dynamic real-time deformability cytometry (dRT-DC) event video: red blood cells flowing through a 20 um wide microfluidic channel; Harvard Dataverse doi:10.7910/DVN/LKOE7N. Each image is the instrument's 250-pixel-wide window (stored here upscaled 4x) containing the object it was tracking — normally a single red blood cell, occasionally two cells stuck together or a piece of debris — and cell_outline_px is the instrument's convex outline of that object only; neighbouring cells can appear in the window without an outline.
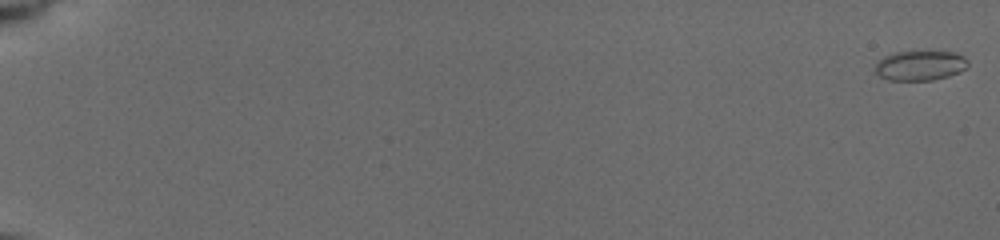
{"species": "common noctule bat (a hibernating species)", "species_latin": "Nyctalus noctula", "temperature_condition": "cold", "stored_images_in_passage": 64, "camera_frame_rate_fps": 3000, "um_per_image_px": 0.085, "animal": {"sex": "female", "body_mass_g": 19.5, "forearm_length_mm": 54.1}, "frame": {"image": 1, "passage_image": 1, "time_ms": 0.0, "image_size_px": [1000, 240], "cell_outline_px": [[968, 64], [960, 72], [948, 76], [932, 80], [888, 80], [880, 76], [876, 72], [876, 64], [884, 56], [892, 52], [956, 52], [964, 56], [968, 60]], "centroid_in_image_um": [78.22, 5.57], "position_along_channel_um": 6.8, "area_um2": 16.01}}
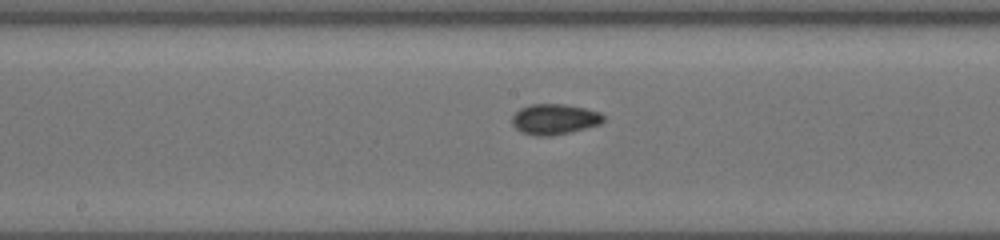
{"frame": {"image": 2, "passage_image": 40, "time_ms": 10.333, "image_size_px": [1000, 240], "cell_outline_px": [[604, 120], [600, 124], [552, 136], [536, 136], [524, 132], [516, 128], [512, 124], [512, 116], [520, 108], [528, 104], [564, 104], [584, 108], [600, 112], [604, 116]], "centroid_in_image_um": [47.12, 10.12], "position_along_channel_um": 201.1, "area_um2": 16.13}}
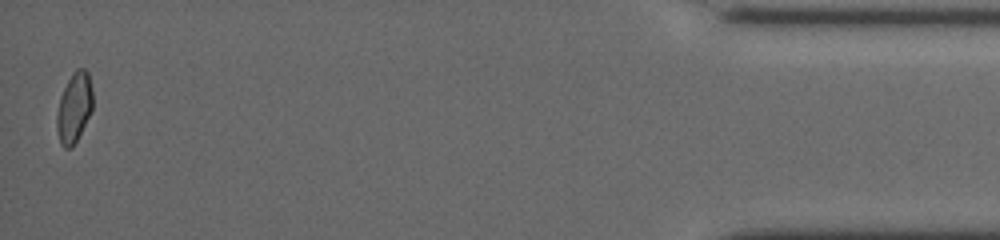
{"frame": {"image": 3, "passage_image": 64, "time_ms": 18.0, "image_size_px": [1000, 240], "cell_outline_px": [[92, 108], [72, 148], [64, 148], [60, 144], [56, 128], [56, 116], [60, 96], [72, 72], [76, 68], [84, 68], [88, 72], [92, 88]], "centroid_in_image_um": [6.28, 9.12], "position_along_channel_um": 428.9, "area_um2": 14.57}, "authors_computed_cell_mechanics": {"area_um2": 15.5482, "velocity_mm_per_s": 3.9363, "shape_relaxation_time_tau1_ms": 7.4227, "shape_relaxation_time_tau2_ms": 2.233, "deformation_change_tau1": 0.1282, "deformation_change_tau2": 0.0655}}